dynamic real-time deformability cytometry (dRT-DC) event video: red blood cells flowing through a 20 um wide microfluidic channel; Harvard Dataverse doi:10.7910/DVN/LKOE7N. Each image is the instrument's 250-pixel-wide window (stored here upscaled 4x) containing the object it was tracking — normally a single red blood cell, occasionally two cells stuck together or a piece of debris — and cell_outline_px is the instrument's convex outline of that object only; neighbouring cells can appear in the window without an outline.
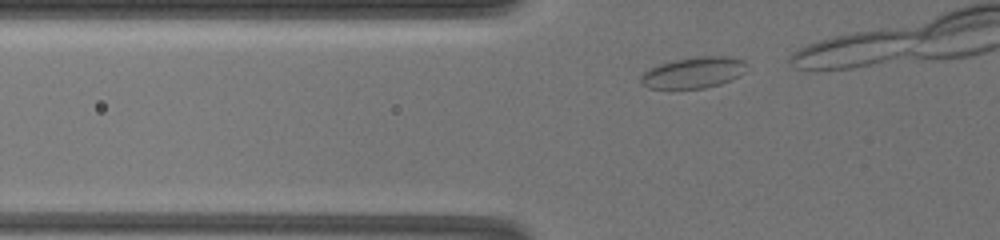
{"species": "common noctule bat (a hibernating species)", "species_latin": "Nyctalus noctula", "temperature_condition": "warm", "stored_images_in_passage": 6, "camera_frame_rate_fps": 3000, "um_per_image_px": 0.085, "animal": {"sex": "female", "body_mass_g": 19.5, "forearm_length_mm": 54.1}, "frame": {"image": 1, "passage_image": 2, "time_ms": 0.333, "image_size_px": [1000, 240], "cell_outline_px": [[744, 72], [720, 84], [704, 88], [648, 88], [640, 80], [640, 76], [644, 72], [660, 64], [676, 60], [700, 56], [728, 56], [744, 60]], "centroid_in_image_um": [58.93, 6.17], "position_along_channel_um": 66.9, "area_um2": 18.67}}